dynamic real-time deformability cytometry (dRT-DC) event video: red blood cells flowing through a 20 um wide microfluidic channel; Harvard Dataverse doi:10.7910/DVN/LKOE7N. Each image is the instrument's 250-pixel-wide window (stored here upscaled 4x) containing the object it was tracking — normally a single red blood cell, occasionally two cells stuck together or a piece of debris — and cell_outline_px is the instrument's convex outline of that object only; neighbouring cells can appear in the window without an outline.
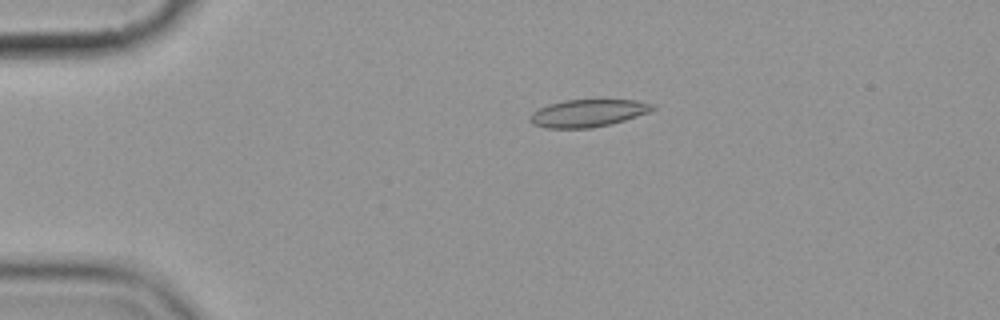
{"species": "common noctule bat (a hibernating species)", "species_latin": "Nyctalus noctula", "temperature_condition": "cold", "stored_images_in_passage": 5, "camera_frame_rate_fps": 3000, "um_per_image_px": 0.085, "animal": {"sex": "female", "body_mass_g": 19.9}, "frame": {"image": 1, "passage_image": 3, "time_ms": 3.0, "image_size_px": [1000, 320], "cell_outline_px": [[656, 108], [648, 112], [624, 120], [592, 128], [544, 128], [532, 124], [528, 120], [528, 116], [532, 112], [548, 104], [564, 100], [636, 100], [656, 104]], "centroid_in_image_um": [49.93, 9.61], "position_along_channel_um": 35.1, "area_um2": 19.65}}
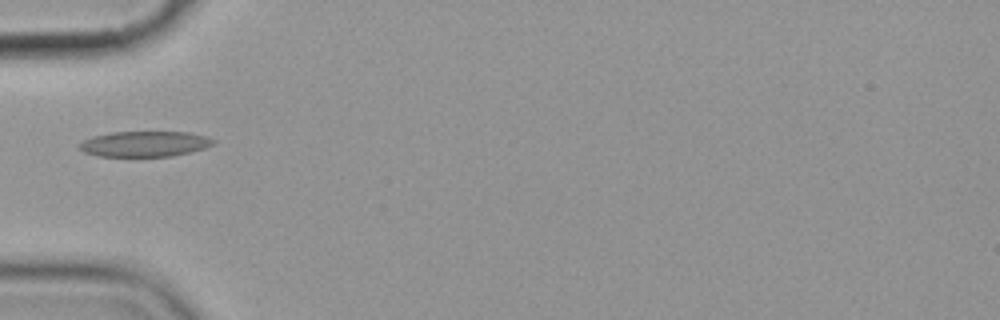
{"frame": {"image": 2, "passage_image": 5, "time_ms": 5.333, "image_size_px": [1000, 320], "cell_outline_px": [[216, 144], [204, 148], [172, 156], [96, 156], [84, 152], [80, 148], [80, 144], [84, 140], [92, 136], [112, 132], [188, 132], [204, 136], [216, 140]], "centroid_in_image_um": [12.3, 12.23], "position_along_channel_um": 72.7, "area_um2": 19.77}}